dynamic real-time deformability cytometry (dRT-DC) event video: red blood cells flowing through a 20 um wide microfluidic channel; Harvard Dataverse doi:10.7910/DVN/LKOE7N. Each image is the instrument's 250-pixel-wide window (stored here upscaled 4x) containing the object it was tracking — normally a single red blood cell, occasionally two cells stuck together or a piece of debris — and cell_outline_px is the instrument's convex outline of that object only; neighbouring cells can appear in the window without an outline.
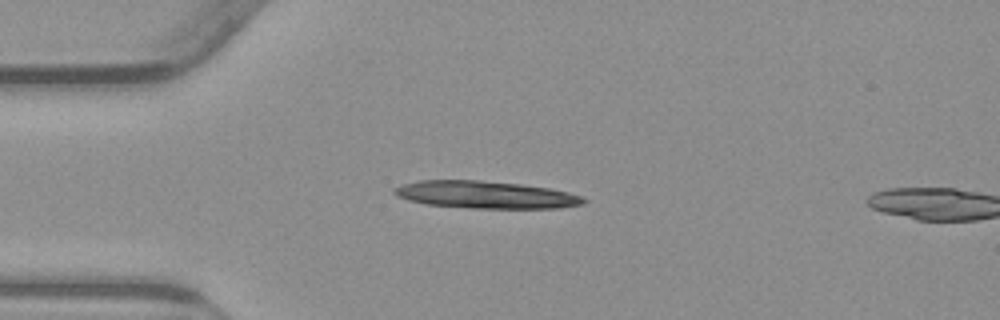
{"species": "common noctule bat (a hibernating species)", "species_latin": "Nyctalus noctula", "temperature_condition": "warm", "stored_images_in_passage": 3, "camera_frame_rate_fps": 3000, "um_per_image_px": 0.085, "animal": {"sex": "male", "body_mass_g": 23.1, "forearm_length_mm": 52.7}, "frame": {"image": 1, "passage_image": 1, "time_ms": 0.0, "image_size_px": [1000, 320], "cell_outline_px": [[588, 200], [584, 204], [560, 208], [468, 208], [428, 204], [408, 200], [396, 196], [392, 192], [392, 188], [400, 184], [420, 180], [480, 180], [520, 184], [548, 188], [568, 192], [584, 196]], "centroid_in_image_um": [41.27, 16.55], "position_along_channel_um": 43.7, "area_um2": 30.4}}